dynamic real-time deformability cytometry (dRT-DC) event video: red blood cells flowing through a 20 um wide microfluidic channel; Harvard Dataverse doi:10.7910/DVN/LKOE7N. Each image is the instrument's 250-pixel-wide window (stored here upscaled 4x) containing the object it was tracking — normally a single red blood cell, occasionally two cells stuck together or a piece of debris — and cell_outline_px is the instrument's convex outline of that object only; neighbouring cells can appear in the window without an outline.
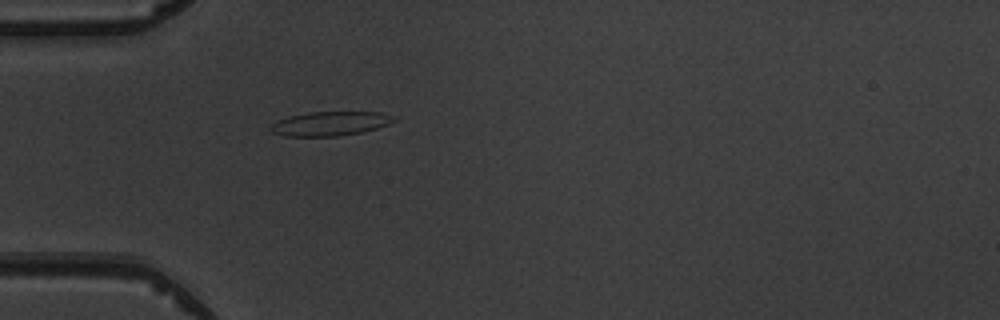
{"species": "common noctule bat (a hibernating species)", "species_latin": "Nyctalus noctula", "temperature_condition": "warm", "stored_images_in_passage": 5, "camera_frame_rate_fps": 3000, "um_per_image_px": 0.085, "animal": {"sex": "male", "body_mass_g": 19.5, "forearm_length_mm": 54.6}, "frame": {"image": 1, "passage_image": 5, "time_ms": 4.667, "image_size_px": [1000, 320], "cell_outline_px": [[396, 120], [388, 124], [376, 128], [360, 132], [340, 136], [284, 136], [272, 132], [268, 128], [276, 120], [288, 116], [308, 112], [380, 112], [392, 116]], "centroid_in_image_um": [28.0, 10.5], "position_along_channel_um": 57.0, "area_um2": 17.34}}